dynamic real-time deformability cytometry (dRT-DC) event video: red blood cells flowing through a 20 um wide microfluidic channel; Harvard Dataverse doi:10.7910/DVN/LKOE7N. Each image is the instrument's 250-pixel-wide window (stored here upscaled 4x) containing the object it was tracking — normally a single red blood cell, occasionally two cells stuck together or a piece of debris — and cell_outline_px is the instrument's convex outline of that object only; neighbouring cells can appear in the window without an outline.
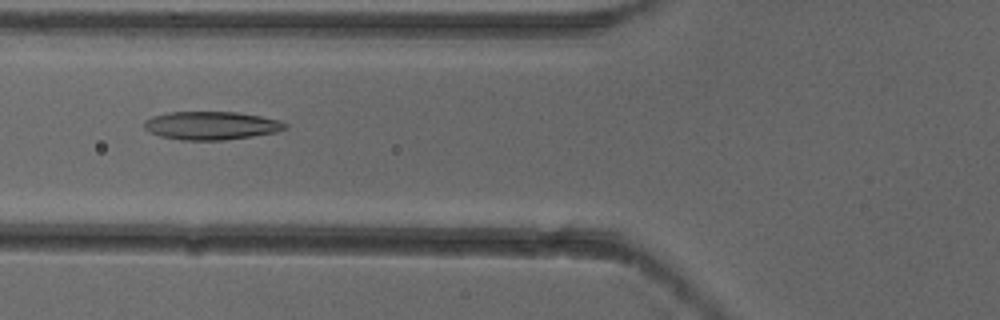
{"species": "common noctule bat (a hibernating species)", "species_latin": "Nyctalus noctula", "temperature_condition": "cold", "stored_images_in_passage": 6, "camera_frame_rate_fps": 3000, "um_per_image_px": 0.085, "animal": {"sex": "female"}, "frame": {"image": 1, "passage_image": 3, "time_ms": 0.667, "image_size_px": [1000, 320], "cell_outline_px": [[288, 128], [276, 132], [252, 136], [224, 140], [180, 140], [160, 136], [148, 132], [144, 128], [144, 120], [152, 116], [168, 112], [240, 112], [280, 120], [288, 124]], "centroid_in_image_um": [17.95, 10.67], "position_along_channel_um": 107.9, "area_um2": 23.41}}
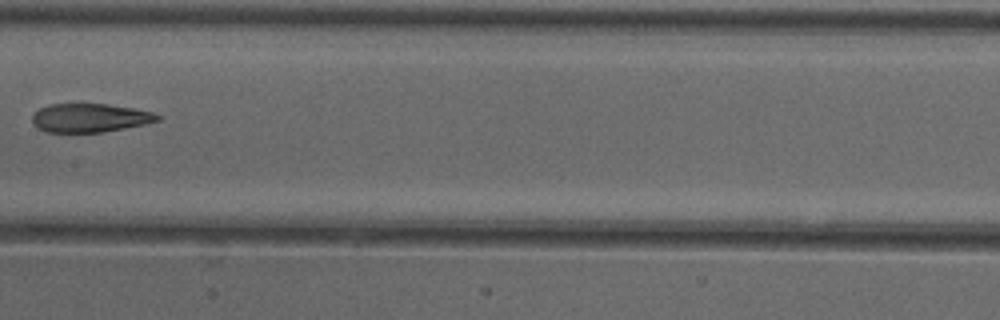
{"frame": {"image": 2, "passage_image": 5, "time_ms": 1.333, "image_size_px": [1000, 320], "cell_outline_px": [[160, 120], [148, 124], [104, 132], [48, 132], [32, 124], [32, 116], [40, 108], [48, 104], [108, 104], [132, 108], [152, 112], [160, 116]], "centroid_in_image_um": [7.66, 10.02], "position_along_channel_um": 199.7, "area_um2": 20.92}}
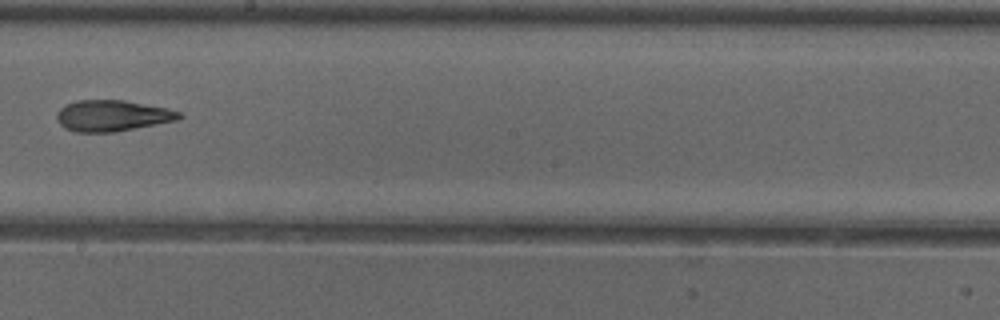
{"frame": {"image": 3, "passage_image": 6, "time_ms": 1.667, "image_size_px": [1000, 320], "cell_outline_px": [[184, 116], [176, 120], [116, 132], [76, 132], [64, 128], [60, 124], [56, 116], [56, 112], [64, 104], [76, 100], [124, 100], [168, 108], [180, 112]], "centroid_in_image_um": [9.52, 9.83], "position_along_channel_um": 238.7, "area_um2": 22.31}}